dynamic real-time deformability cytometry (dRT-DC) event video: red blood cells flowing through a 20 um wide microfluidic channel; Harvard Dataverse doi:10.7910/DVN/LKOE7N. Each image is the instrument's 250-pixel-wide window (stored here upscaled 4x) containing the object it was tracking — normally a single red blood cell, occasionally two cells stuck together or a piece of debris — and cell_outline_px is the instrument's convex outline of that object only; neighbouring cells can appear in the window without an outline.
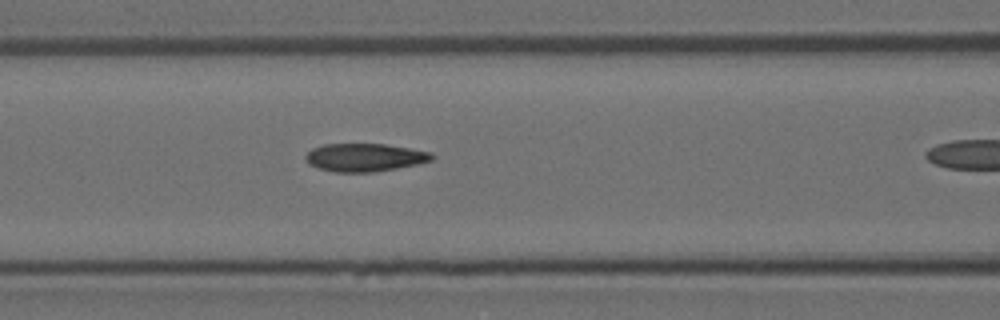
{"species": "Egyptian fruit bat (a non-hibernating species)", "species_latin": "Rousettus aegyptiacus", "temperature_condition": "room temperature", "stored_images_in_passage": 5, "segment_of_instrument_passage": [1, 2], "camera_frame_rate_fps": 3000, "um_per_image_px": 0.085, "animal": {"sex": "female"}, "frame": {"image": 1, "passage_image": 4, "time_ms": 1.0, "image_size_px": [1000, 320], "cell_outline_px": [[436, 156], [432, 160], [416, 164], [396, 168], [372, 172], [336, 172], [320, 168], [308, 164], [304, 156], [312, 148], [324, 144], [384, 144], [432, 152]], "centroid_in_image_um": [31.0, 13.37], "position_along_channel_um": 135.6, "area_um2": 20.52}}